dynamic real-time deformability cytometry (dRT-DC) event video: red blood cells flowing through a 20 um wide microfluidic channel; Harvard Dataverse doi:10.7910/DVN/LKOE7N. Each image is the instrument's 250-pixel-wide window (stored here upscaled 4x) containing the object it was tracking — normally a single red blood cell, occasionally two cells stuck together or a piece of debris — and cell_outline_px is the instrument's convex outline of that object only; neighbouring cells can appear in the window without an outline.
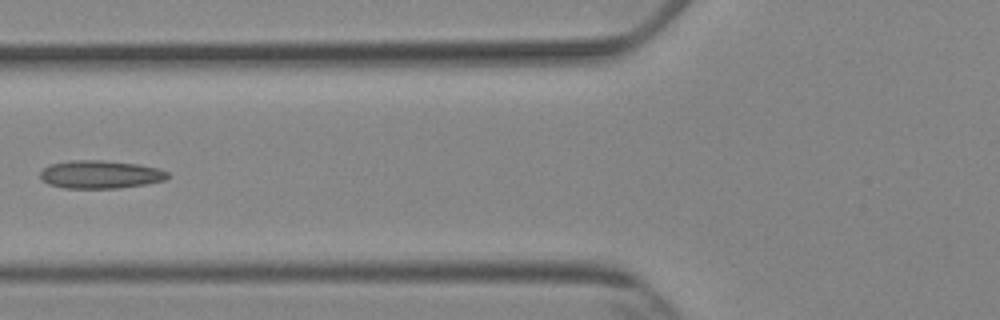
{"species": "Egyptian fruit bat (a non-hibernating species)", "species_latin": "Rousettus aegyptiacus", "temperature_condition": "cold", "stored_images_in_passage": 7, "camera_frame_rate_fps": 3000, "um_per_image_px": 0.085, "animal": {"sex": "female"}, "frame": {"image": 1, "passage_image": 7, "time_ms": 8.0, "image_size_px": [1000, 320], "cell_outline_px": [[168, 176], [164, 180], [148, 184], [116, 188], [64, 188], [48, 184], [40, 176], [40, 172], [44, 168], [52, 164], [72, 160], [104, 160], [140, 164], [160, 168], [168, 172]], "centroid_in_image_um": [8.56, 14.82], "position_along_channel_um": 117.2, "area_um2": 20.87}}